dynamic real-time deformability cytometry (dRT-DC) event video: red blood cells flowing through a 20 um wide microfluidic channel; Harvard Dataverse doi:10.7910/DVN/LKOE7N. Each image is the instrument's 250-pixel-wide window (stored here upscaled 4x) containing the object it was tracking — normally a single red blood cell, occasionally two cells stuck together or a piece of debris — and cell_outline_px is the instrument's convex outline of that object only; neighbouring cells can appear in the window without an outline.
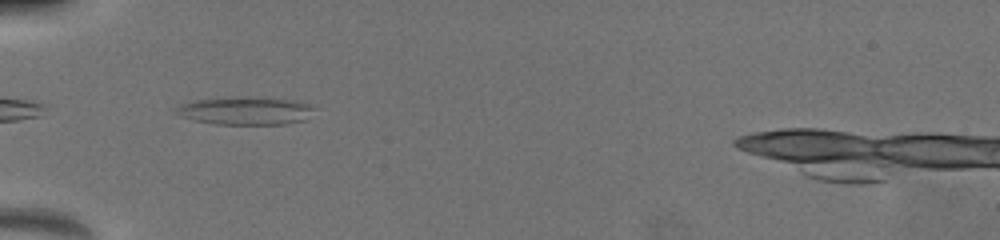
{"species": "common noctule bat (a hibernating species)", "species_latin": "Nyctalus noctula", "temperature_condition": "warm", "stored_images_in_passage": 25, "camera_frame_rate_fps": 3000, "um_per_image_px": 0.085, "animal": {"sex": "female", "body_mass_g": 19.5, "forearm_length_mm": 54.1}, "frame": {"image": 1, "passage_image": 1, "time_ms": 0.0, "image_size_px": [1000, 240], "cell_outline_px": [[312, 108], [304, 120], [284, 124], [216, 124], [196, 120], [184, 116], [176, 112], [176, 108], [180, 104], [196, 100], [280, 100], [308, 104]], "centroid_in_image_um": [20.81, 9.48], "position_along_channel_um": 64.2, "area_um2": 20.35}}
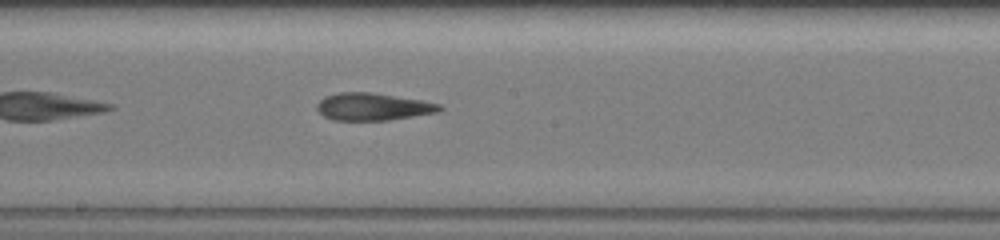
{"frame": {"image": 2, "passage_image": 12, "time_ms": 4.0, "image_size_px": [1000, 240], "cell_outline_px": [[444, 108], [436, 112], [388, 120], [332, 120], [324, 116], [316, 108], [316, 104], [324, 96], [340, 92], [368, 92], [420, 100], [440, 104]], "centroid_in_image_um": [31.65, 9.07], "position_along_channel_um": 216.6, "area_um2": 19.31}}
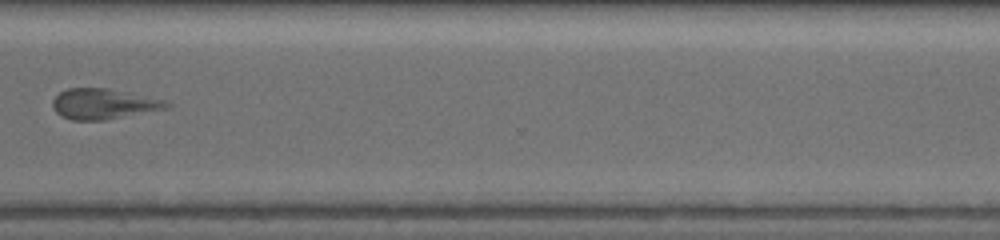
{"frame": {"image": 3, "passage_image": 22, "time_ms": 7.667, "image_size_px": [1000, 240], "cell_outline_px": [[172, 104], [168, 108], [104, 120], [72, 120], [60, 116], [56, 112], [52, 104], [52, 100], [60, 92], [68, 88], [108, 88], [164, 100]], "centroid_in_image_um": [8.77, 8.83], "position_along_channel_um": 361.8, "area_um2": 20.06}, "authors_computed_cell_mechanics": {"area_um2": 18.9584, "velocity_mm_per_s": 3.9698, "shape_relaxation_time_tau1_ms": null, "shape_relaxation_time_tau2_ms": 4.625, "deformation_change_tau1": null, "deformation_change_tau2": 0.1466}}